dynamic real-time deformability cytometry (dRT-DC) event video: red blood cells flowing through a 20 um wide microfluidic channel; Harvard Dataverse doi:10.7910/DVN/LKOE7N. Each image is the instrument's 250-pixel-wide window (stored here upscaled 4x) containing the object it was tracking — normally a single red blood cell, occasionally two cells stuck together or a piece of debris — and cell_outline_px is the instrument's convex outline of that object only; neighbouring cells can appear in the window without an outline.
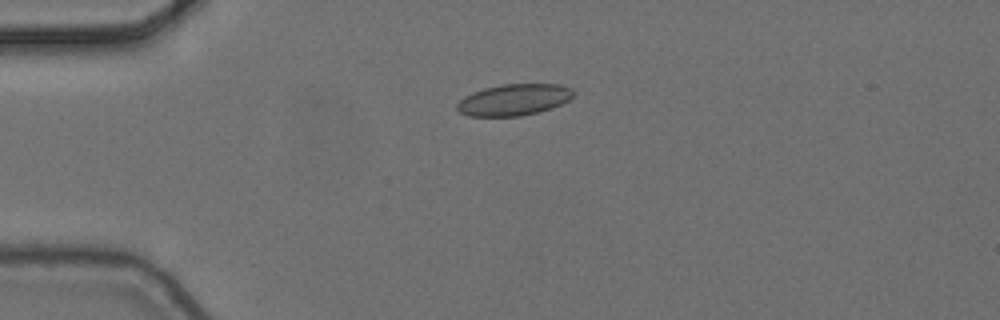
{"species": "common noctule bat (a hibernating species)", "species_latin": "Nyctalus noctula", "temperature_condition": "cold", "stored_images_in_passage": 4, "camera_frame_rate_fps": 3000, "um_per_image_px": 0.085, "animal": {"sex": "female", "body_mass_g": 24.6, "forearm_length_mm": 56.2}, "frame": {"image": 1, "passage_image": 4, "time_ms": 1.0, "image_size_px": [1000, 320], "cell_outline_px": [[576, 92], [568, 100], [560, 104], [536, 112], [520, 116], [468, 116], [460, 112], [456, 108], [456, 104], [464, 96], [472, 92], [484, 88], [504, 84], [560, 84], [572, 88]], "centroid_in_image_um": [43.66, 8.47], "position_along_channel_um": 41.3, "area_um2": 21.21}}